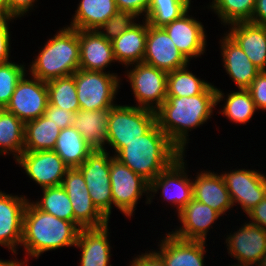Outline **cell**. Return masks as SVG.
<instances>
[{
  "label": "cell",
  "mask_w": 266,
  "mask_h": 266,
  "mask_svg": "<svg viewBox=\"0 0 266 266\" xmlns=\"http://www.w3.org/2000/svg\"><path fill=\"white\" fill-rule=\"evenodd\" d=\"M224 93L210 85L195 96H166L155 111L156 123L169 140L184 154L188 130L198 128L211 118L213 108L223 100Z\"/></svg>",
  "instance_id": "1"
},
{
  "label": "cell",
  "mask_w": 266,
  "mask_h": 266,
  "mask_svg": "<svg viewBox=\"0 0 266 266\" xmlns=\"http://www.w3.org/2000/svg\"><path fill=\"white\" fill-rule=\"evenodd\" d=\"M182 154L156 123L146 134L124 143L113 156L150 183Z\"/></svg>",
  "instance_id": "2"
},
{
  "label": "cell",
  "mask_w": 266,
  "mask_h": 266,
  "mask_svg": "<svg viewBox=\"0 0 266 266\" xmlns=\"http://www.w3.org/2000/svg\"><path fill=\"white\" fill-rule=\"evenodd\" d=\"M80 229L75 222L57 218L28 201L23 215L21 246L27 256L38 258L45 251L75 246Z\"/></svg>",
  "instance_id": "3"
},
{
  "label": "cell",
  "mask_w": 266,
  "mask_h": 266,
  "mask_svg": "<svg viewBox=\"0 0 266 266\" xmlns=\"http://www.w3.org/2000/svg\"><path fill=\"white\" fill-rule=\"evenodd\" d=\"M79 52V30L63 27L40 49L29 74L45 82L73 75L79 69Z\"/></svg>",
  "instance_id": "4"
},
{
  "label": "cell",
  "mask_w": 266,
  "mask_h": 266,
  "mask_svg": "<svg viewBox=\"0 0 266 266\" xmlns=\"http://www.w3.org/2000/svg\"><path fill=\"white\" fill-rule=\"evenodd\" d=\"M156 124L155 111L129 105L109 109L107 143L116 153L124 143L146 134Z\"/></svg>",
  "instance_id": "5"
},
{
  "label": "cell",
  "mask_w": 266,
  "mask_h": 266,
  "mask_svg": "<svg viewBox=\"0 0 266 266\" xmlns=\"http://www.w3.org/2000/svg\"><path fill=\"white\" fill-rule=\"evenodd\" d=\"M80 109L93 111L111 109L118 91L120 78L117 74L103 71L78 69L74 73Z\"/></svg>",
  "instance_id": "6"
},
{
  "label": "cell",
  "mask_w": 266,
  "mask_h": 266,
  "mask_svg": "<svg viewBox=\"0 0 266 266\" xmlns=\"http://www.w3.org/2000/svg\"><path fill=\"white\" fill-rule=\"evenodd\" d=\"M95 149L78 169L84 176L93 204L109 220L113 204L109 153Z\"/></svg>",
  "instance_id": "7"
},
{
  "label": "cell",
  "mask_w": 266,
  "mask_h": 266,
  "mask_svg": "<svg viewBox=\"0 0 266 266\" xmlns=\"http://www.w3.org/2000/svg\"><path fill=\"white\" fill-rule=\"evenodd\" d=\"M133 65L126 76L139 104L137 107L156 111L166 100L168 72L143 62Z\"/></svg>",
  "instance_id": "8"
},
{
  "label": "cell",
  "mask_w": 266,
  "mask_h": 266,
  "mask_svg": "<svg viewBox=\"0 0 266 266\" xmlns=\"http://www.w3.org/2000/svg\"><path fill=\"white\" fill-rule=\"evenodd\" d=\"M110 183L113 205L126 216H133L137 201L149 193V182L114 156L110 160Z\"/></svg>",
  "instance_id": "9"
},
{
  "label": "cell",
  "mask_w": 266,
  "mask_h": 266,
  "mask_svg": "<svg viewBox=\"0 0 266 266\" xmlns=\"http://www.w3.org/2000/svg\"><path fill=\"white\" fill-rule=\"evenodd\" d=\"M61 186L66 190L74 211V222L80 228H99L109 220L97 209L87 189L83 174L78 168H69Z\"/></svg>",
  "instance_id": "10"
},
{
  "label": "cell",
  "mask_w": 266,
  "mask_h": 266,
  "mask_svg": "<svg viewBox=\"0 0 266 266\" xmlns=\"http://www.w3.org/2000/svg\"><path fill=\"white\" fill-rule=\"evenodd\" d=\"M25 74L19 80L15 90L6 105V111L16 115L24 124L44 115L48 100V89L45 81Z\"/></svg>",
  "instance_id": "11"
},
{
  "label": "cell",
  "mask_w": 266,
  "mask_h": 266,
  "mask_svg": "<svg viewBox=\"0 0 266 266\" xmlns=\"http://www.w3.org/2000/svg\"><path fill=\"white\" fill-rule=\"evenodd\" d=\"M184 155L182 154L149 183V191L155 194L161 189L164 200L177 205L178 213L193 199V182L185 172Z\"/></svg>",
  "instance_id": "12"
},
{
  "label": "cell",
  "mask_w": 266,
  "mask_h": 266,
  "mask_svg": "<svg viewBox=\"0 0 266 266\" xmlns=\"http://www.w3.org/2000/svg\"><path fill=\"white\" fill-rule=\"evenodd\" d=\"M234 204L246 214L266 197V177L255 170L238 169L221 173Z\"/></svg>",
  "instance_id": "13"
},
{
  "label": "cell",
  "mask_w": 266,
  "mask_h": 266,
  "mask_svg": "<svg viewBox=\"0 0 266 266\" xmlns=\"http://www.w3.org/2000/svg\"><path fill=\"white\" fill-rule=\"evenodd\" d=\"M16 162L24 168L29 178L39 184L42 189L61 185L69 169L53 150L23 151Z\"/></svg>",
  "instance_id": "14"
},
{
  "label": "cell",
  "mask_w": 266,
  "mask_h": 266,
  "mask_svg": "<svg viewBox=\"0 0 266 266\" xmlns=\"http://www.w3.org/2000/svg\"><path fill=\"white\" fill-rule=\"evenodd\" d=\"M143 63L170 72L187 66L189 61L162 27H154L147 22Z\"/></svg>",
  "instance_id": "15"
},
{
  "label": "cell",
  "mask_w": 266,
  "mask_h": 266,
  "mask_svg": "<svg viewBox=\"0 0 266 266\" xmlns=\"http://www.w3.org/2000/svg\"><path fill=\"white\" fill-rule=\"evenodd\" d=\"M227 237L228 254L238 260V265H256L266 253V230L259 225L246 222Z\"/></svg>",
  "instance_id": "16"
},
{
  "label": "cell",
  "mask_w": 266,
  "mask_h": 266,
  "mask_svg": "<svg viewBox=\"0 0 266 266\" xmlns=\"http://www.w3.org/2000/svg\"><path fill=\"white\" fill-rule=\"evenodd\" d=\"M188 11L179 19L162 28L172 39L178 50L190 61L205 52L206 34L201 22L190 17Z\"/></svg>",
  "instance_id": "17"
},
{
  "label": "cell",
  "mask_w": 266,
  "mask_h": 266,
  "mask_svg": "<svg viewBox=\"0 0 266 266\" xmlns=\"http://www.w3.org/2000/svg\"><path fill=\"white\" fill-rule=\"evenodd\" d=\"M28 199L0 191V245L17 254L22 240L23 215Z\"/></svg>",
  "instance_id": "18"
},
{
  "label": "cell",
  "mask_w": 266,
  "mask_h": 266,
  "mask_svg": "<svg viewBox=\"0 0 266 266\" xmlns=\"http://www.w3.org/2000/svg\"><path fill=\"white\" fill-rule=\"evenodd\" d=\"M220 216L213 208L193 198L178 213L182 226L171 233L184 240L205 241L207 232Z\"/></svg>",
  "instance_id": "19"
},
{
  "label": "cell",
  "mask_w": 266,
  "mask_h": 266,
  "mask_svg": "<svg viewBox=\"0 0 266 266\" xmlns=\"http://www.w3.org/2000/svg\"><path fill=\"white\" fill-rule=\"evenodd\" d=\"M161 240L160 251H155L166 266H204L206 241L184 240L171 232Z\"/></svg>",
  "instance_id": "20"
},
{
  "label": "cell",
  "mask_w": 266,
  "mask_h": 266,
  "mask_svg": "<svg viewBox=\"0 0 266 266\" xmlns=\"http://www.w3.org/2000/svg\"><path fill=\"white\" fill-rule=\"evenodd\" d=\"M79 44V69L104 72L105 67L116 61L111 41L98 30H79Z\"/></svg>",
  "instance_id": "21"
},
{
  "label": "cell",
  "mask_w": 266,
  "mask_h": 266,
  "mask_svg": "<svg viewBox=\"0 0 266 266\" xmlns=\"http://www.w3.org/2000/svg\"><path fill=\"white\" fill-rule=\"evenodd\" d=\"M228 35L240 46L249 60L266 71V26L247 22L230 24Z\"/></svg>",
  "instance_id": "22"
},
{
  "label": "cell",
  "mask_w": 266,
  "mask_h": 266,
  "mask_svg": "<svg viewBox=\"0 0 266 266\" xmlns=\"http://www.w3.org/2000/svg\"><path fill=\"white\" fill-rule=\"evenodd\" d=\"M220 41L223 66L227 74L239 89H248L260 70L227 33Z\"/></svg>",
  "instance_id": "23"
},
{
  "label": "cell",
  "mask_w": 266,
  "mask_h": 266,
  "mask_svg": "<svg viewBox=\"0 0 266 266\" xmlns=\"http://www.w3.org/2000/svg\"><path fill=\"white\" fill-rule=\"evenodd\" d=\"M193 198L213 208L221 216L233 207L222 175L201 171L193 181Z\"/></svg>",
  "instance_id": "24"
},
{
  "label": "cell",
  "mask_w": 266,
  "mask_h": 266,
  "mask_svg": "<svg viewBox=\"0 0 266 266\" xmlns=\"http://www.w3.org/2000/svg\"><path fill=\"white\" fill-rule=\"evenodd\" d=\"M108 224L99 228H81L75 247L80 248V266L109 265L111 246L108 240Z\"/></svg>",
  "instance_id": "25"
},
{
  "label": "cell",
  "mask_w": 266,
  "mask_h": 266,
  "mask_svg": "<svg viewBox=\"0 0 266 266\" xmlns=\"http://www.w3.org/2000/svg\"><path fill=\"white\" fill-rule=\"evenodd\" d=\"M147 37V21L134 23L111 41L115 60L125 66L143 62Z\"/></svg>",
  "instance_id": "26"
},
{
  "label": "cell",
  "mask_w": 266,
  "mask_h": 266,
  "mask_svg": "<svg viewBox=\"0 0 266 266\" xmlns=\"http://www.w3.org/2000/svg\"><path fill=\"white\" fill-rule=\"evenodd\" d=\"M109 109L88 111L80 109L74 114L72 126L95 149H104L107 144Z\"/></svg>",
  "instance_id": "27"
},
{
  "label": "cell",
  "mask_w": 266,
  "mask_h": 266,
  "mask_svg": "<svg viewBox=\"0 0 266 266\" xmlns=\"http://www.w3.org/2000/svg\"><path fill=\"white\" fill-rule=\"evenodd\" d=\"M117 11L115 0H81L69 27L97 30Z\"/></svg>",
  "instance_id": "28"
},
{
  "label": "cell",
  "mask_w": 266,
  "mask_h": 266,
  "mask_svg": "<svg viewBox=\"0 0 266 266\" xmlns=\"http://www.w3.org/2000/svg\"><path fill=\"white\" fill-rule=\"evenodd\" d=\"M69 168H78L94 148L73 126L60 130L53 149Z\"/></svg>",
  "instance_id": "29"
},
{
  "label": "cell",
  "mask_w": 266,
  "mask_h": 266,
  "mask_svg": "<svg viewBox=\"0 0 266 266\" xmlns=\"http://www.w3.org/2000/svg\"><path fill=\"white\" fill-rule=\"evenodd\" d=\"M60 128L45 115L25 123L24 151L53 150Z\"/></svg>",
  "instance_id": "30"
},
{
  "label": "cell",
  "mask_w": 266,
  "mask_h": 266,
  "mask_svg": "<svg viewBox=\"0 0 266 266\" xmlns=\"http://www.w3.org/2000/svg\"><path fill=\"white\" fill-rule=\"evenodd\" d=\"M24 130L25 124L16 115L6 110L3 112L0 117V155L11 153L16 160L23 153Z\"/></svg>",
  "instance_id": "31"
},
{
  "label": "cell",
  "mask_w": 266,
  "mask_h": 266,
  "mask_svg": "<svg viewBox=\"0 0 266 266\" xmlns=\"http://www.w3.org/2000/svg\"><path fill=\"white\" fill-rule=\"evenodd\" d=\"M49 105L57 106L74 114L80 110L74 74L46 82Z\"/></svg>",
  "instance_id": "32"
},
{
  "label": "cell",
  "mask_w": 266,
  "mask_h": 266,
  "mask_svg": "<svg viewBox=\"0 0 266 266\" xmlns=\"http://www.w3.org/2000/svg\"><path fill=\"white\" fill-rule=\"evenodd\" d=\"M191 0H150L145 19L154 27H163L190 10Z\"/></svg>",
  "instance_id": "33"
},
{
  "label": "cell",
  "mask_w": 266,
  "mask_h": 266,
  "mask_svg": "<svg viewBox=\"0 0 266 266\" xmlns=\"http://www.w3.org/2000/svg\"><path fill=\"white\" fill-rule=\"evenodd\" d=\"M186 67L168 72L167 96H195L203 93L211 85V83L196 77Z\"/></svg>",
  "instance_id": "34"
},
{
  "label": "cell",
  "mask_w": 266,
  "mask_h": 266,
  "mask_svg": "<svg viewBox=\"0 0 266 266\" xmlns=\"http://www.w3.org/2000/svg\"><path fill=\"white\" fill-rule=\"evenodd\" d=\"M43 198L32 204L57 218L74 222V211L66 190L61 186H51L42 189Z\"/></svg>",
  "instance_id": "35"
},
{
  "label": "cell",
  "mask_w": 266,
  "mask_h": 266,
  "mask_svg": "<svg viewBox=\"0 0 266 266\" xmlns=\"http://www.w3.org/2000/svg\"><path fill=\"white\" fill-rule=\"evenodd\" d=\"M256 0H213L209 6L225 25L247 22L252 18Z\"/></svg>",
  "instance_id": "36"
},
{
  "label": "cell",
  "mask_w": 266,
  "mask_h": 266,
  "mask_svg": "<svg viewBox=\"0 0 266 266\" xmlns=\"http://www.w3.org/2000/svg\"><path fill=\"white\" fill-rule=\"evenodd\" d=\"M225 106L221 112L231 120V122L245 124L257 110L252 96L247 89H239L238 92H232L227 95Z\"/></svg>",
  "instance_id": "37"
},
{
  "label": "cell",
  "mask_w": 266,
  "mask_h": 266,
  "mask_svg": "<svg viewBox=\"0 0 266 266\" xmlns=\"http://www.w3.org/2000/svg\"><path fill=\"white\" fill-rule=\"evenodd\" d=\"M25 65L12 63H0V105L6 107L17 86L19 80L26 74Z\"/></svg>",
  "instance_id": "38"
},
{
  "label": "cell",
  "mask_w": 266,
  "mask_h": 266,
  "mask_svg": "<svg viewBox=\"0 0 266 266\" xmlns=\"http://www.w3.org/2000/svg\"><path fill=\"white\" fill-rule=\"evenodd\" d=\"M135 18L136 16L129 11L118 10L97 30L105 39L112 41L128 30L135 23Z\"/></svg>",
  "instance_id": "39"
},
{
  "label": "cell",
  "mask_w": 266,
  "mask_h": 266,
  "mask_svg": "<svg viewBox=\"0 0 266 266\" xmlns=\"http://www.w3.org/2000/svg\"><path fill=\"white\" fill-rule=\"evenodd\" d=\"M247 90L257 110H266V71H260Z\"/></svg>",
  "instance_id": "40"
},
{
  "label": "cell",
  "mask_w": 266,
  "mask_h": 266,
  "mask_svg": "<svg viewBox=\"0 0 266 266\" xmlns=\"http://www.w3.org/2000/svg\"><path fill=\"white\" fill-rule=\"evenodd\" d=\"M13 19L15 18L0 13V63L9 62V52L11 46L8 22Z\"/></svg>",
  "instance_id": "41"
},
{
  "label": "cell",
  "mask_w": 266,
  "mask_h": 266,
  "mask_svg": "<svg viewBox=\"0 0 266 266\" xmlns=\"http://www.w3.org/2000/svg\"><path fill=\"white\" fill-rule=\"evenodd\" d=\"M44 115L57 124L60 129L71 127L74 113L53 105H47Z\"/></svg>",
  "instance_id": "42"
},
{
  "label": "cell",
  "mask_w": 266,
  "mask_h": 266,
  "mask_svg": "<svg viewBox=\"0 0 266 266\" xmlns=\"http://www.w3.org/2000/svg\"><path fill=\"white\" fill-rule=\"evenodd\" d=\"M118 10L129 11L137 18L141 15L146 16L150 0H115Z\"/></svg>",
  "instance_id": "43"
},
{
  "label": "cell",
  "mask_w": 266,
  "mask_h": 266,
  "mask_svg": "<svg viewBox=\"0 0 266 266\" xmlns=\"http://www.w3.org/2000/svg\"><path fill=\"white\" fill-rule=\"evenodd\" d=\"M37 0H8V16L18 18L31 10Z\"/></svg>",
  "instance_id": "44"
},
{
  "label": "cell",
  "mask_w": 266,
  "mask_h": 266,
  "mask_svg": "<svg viewBox=\"0 0 266 266\" xmlns=\"http://www.w3.org/2000/svg\"><path fill=\"white\" fill-rule=\"evenodd\" d=\"M130 262L129 266H166L163 259L155 251L138 255Z\"/></svg>",
  "instance_id": "45"
},
{
  "label": "cell",
  "mask_w": 266,
  "mask_h": 266,
  "mask_svg": "<svg viewBox=\"0 0 266 266\" xmlns=\"http://www.w3.org/2000/svg\"><path fill=\"white\" fill-rule=\"evenodd\" d=\"M251 223L266 230V197L247 213Z\"/></svg>",
  "instance_id": "46"
},
{
  "label": "cell",
  "mask_w": 266,
  "mask_h": 266,
  "mask_svg": "<svg viewBox=\"0 0 266 266\" xmlns=\"http://www.w3.org/2000/svg\"><path fill=\"white\" fill-rule=\"evenodd\" d=\"M251 23L266 26V0H256Z\"/></svg>",
  "instance_id": "47"
},
{
  "label": "cell",
  "mask_w": 266,
  "mask_h": 266,
  "mask_svg": "<svg viewBox=\"0 0 266 266\" xmlns=\"http://www.w3.org/2000/svg\"><path fill=\"white\" fill-rule=\"evenodd\" d=\"M0 13L8 16V0H0Z\"/></svg>",
  "instance_id": "48"
},
{
  "label": "cell",
  "mask_w": 266,
  "mask_h": 266,
  "mask_svg": "<svg viewBox=\"0 0 266 266\" xmlns=\"http://www.w3.org/2000/svg\"><path fill=\"white\" fill-rule=\"evenodd\" d=\"M258 266H266V253L261 257V259L259 260Z\"/></svg>",
  "instance_id": "49"
},
{
  "label": "cell",
  "mask_w": 266,
  "mask_h": 266,
  "mask_svg": "<svg viewBox=\"0 0 266 266\" xmlns=\"http://www.w3.org/2000/svg\"><path fill=\"white\" fill-rule=\"evenodd\" d=\"M5 107L0 105V117L2 116L3 112L5 111Z\"/></svg>",
  "instance_id": "50"
},
{
  "label": "cell",
  "mask_w": 266,
  "mask_h": 266,
  "mask_svg": "<svg viewBox=\"0 0 266 266\" xmlns=\"http://www.w3.org/2000/svg\"><path fill=\"white\" fill-rule=\"evenodd\" d=\"M232 266H250V265H238V264H237V265H232Z\"/></svg>",
  "instance_id": "51"
}]
</instances>
